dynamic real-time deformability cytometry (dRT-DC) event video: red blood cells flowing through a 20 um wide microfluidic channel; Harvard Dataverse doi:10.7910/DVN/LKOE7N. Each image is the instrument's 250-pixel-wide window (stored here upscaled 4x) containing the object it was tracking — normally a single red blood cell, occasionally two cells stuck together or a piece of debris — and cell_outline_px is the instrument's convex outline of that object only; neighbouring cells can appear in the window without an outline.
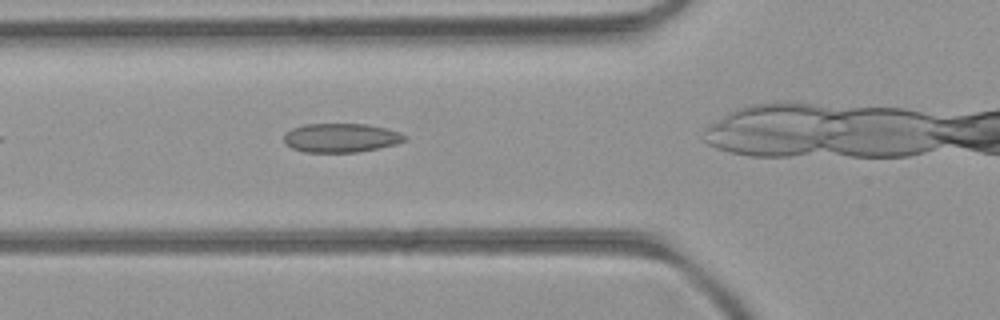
{"species": "common noctule bat (a hibernating species)", "species_latin": "Nyctalus noctula", "temperature_condition": "room temperature", "stored_images_in_passage": 13, "camera_frame_rate_fps": 3000, "um_per_image_px": 0.085, "animal": {"sex": "female", "body_mass_g": 21.9}, "frame": {"image": 1, "passage_image": 6, "time_ms": 1.667, "image_size_px": [1000, 320], "cell_outline_px": [[408, 136], [404, 140], [396, 144], [356, 152], [304, 152], [292, 148], [284, 144], [284, 132], [292, 128], [304, 124], [364, 124], [384, 128], [400, 132]], "centroid_in_image_um": [28.93, 11.71], "position_along_channel_um": 96.9, "area_um2": 20.35}}